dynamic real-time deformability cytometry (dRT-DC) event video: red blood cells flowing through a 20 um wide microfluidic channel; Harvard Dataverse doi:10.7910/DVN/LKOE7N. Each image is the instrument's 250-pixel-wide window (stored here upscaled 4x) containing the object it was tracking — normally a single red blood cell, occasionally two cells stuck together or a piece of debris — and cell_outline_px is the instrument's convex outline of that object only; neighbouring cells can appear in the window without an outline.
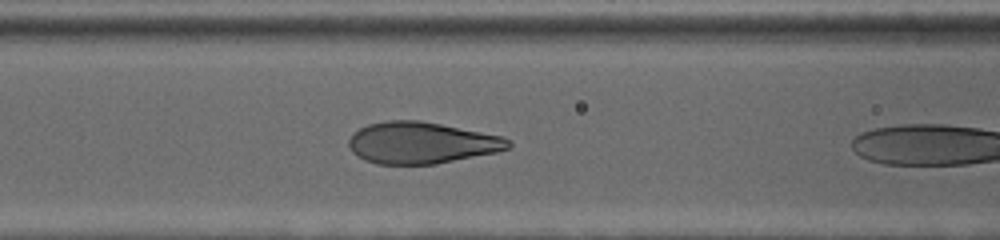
{"species": "human", "species_latin": "Homo sapiens", "temperature_condition": "cold", "stored_images_in_passage": 49, "camera_frame_rate_fps": 3000, "um_per_image_px": 0.085, "donor": {"sex": "female"}, "frame": {"image": 1, "passage_image": 22, "time_ms": 7.0, "image_size_px": [1000, 240], "cell_outline_px": [[512, 148], [496, 152], [436, 164], [376, 164], [364, 160], [352, 152], [348, 144], [348, 140], [360, 128], [368, 124], [388, 120], [416, 120], [440, 124], [504, 136], [512, 144]], "centroid_in_image_um": [35.84, 12.14], "position_along_channel_um": 130.8, "area_um2": 38.61}}
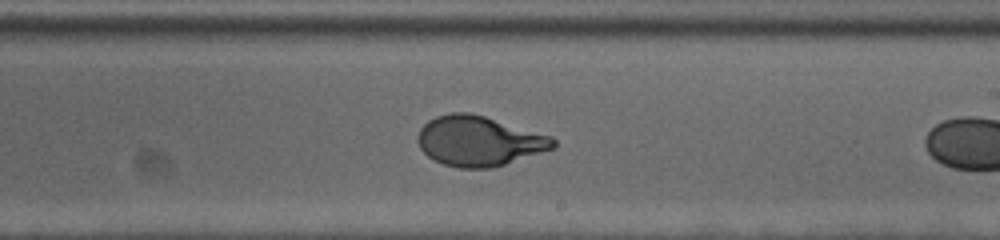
{"frame": {"image": 2, "passage_image": 34, "time_ms": 11.0, "image_size_px": [1000, 240], "cell_outline_px": [[556, 148], [492, 168], [460, 168], [444, 164], [428, 156], [420, 148], [416, 140], [420, 128], [428, 120], [436, 116], [452, 112], [468, 112], [484, 116], [552, 136], [556, 140]], "centroid_in_image_um": [40.72, 11.98], "position_along_channel_um": 248.3, "area_um2": 39.48}}
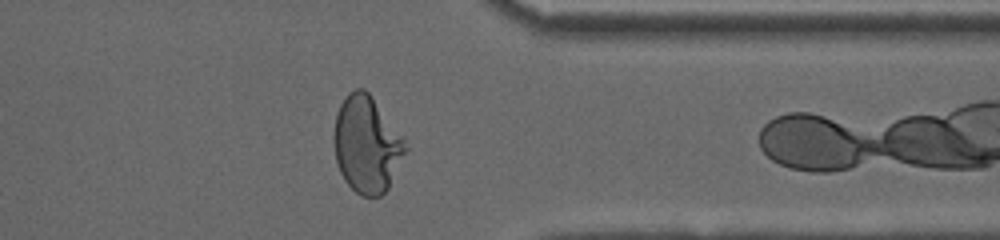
{"frame": {"image": 3, "passage_image": 48, "time_ms": 15.667, "image_size_px": [1000, 240], "cell_outline_px": [[408, 148], [388, 188], [380, 196], [360, 196], [344, 180], [340, 172], [336, 160], [332, 140], [332, 136], [336, 112], [340, 104], [348, 92], [356, 88], [364, 88], [372, 96], [404, 140]], "centroid_in_image_um": [31.13, 12.27], "position_along_channel_um": 380.3, "area_um2": 40.23}}